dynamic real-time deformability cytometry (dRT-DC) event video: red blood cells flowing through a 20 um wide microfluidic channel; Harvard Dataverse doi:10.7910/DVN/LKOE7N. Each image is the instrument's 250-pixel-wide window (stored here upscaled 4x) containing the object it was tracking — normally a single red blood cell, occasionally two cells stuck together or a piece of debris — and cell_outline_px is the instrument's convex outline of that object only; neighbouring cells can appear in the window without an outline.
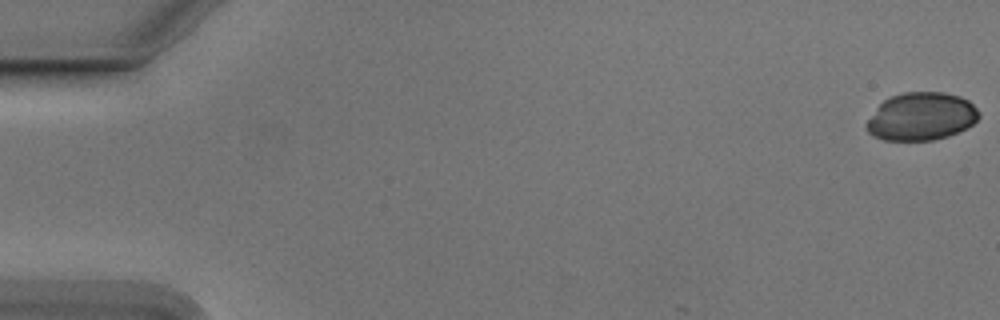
{"species": "Egyptian fruit bat (a non-hibernating species)", "species_latin": "Rousettus aegyptiacus", "temperature_condition": "cold", "stored_images_in_passage": 4, "camera_frame_rate_fps": 3000, "um_per_image_px": 0.085, "animal": {"sex": "male"}, "frame": {"image": 1, "passage_image": 1, "time_ms": 0.0, "image_size_px": [1000, 320], "cell_outline_px": [[980, 116], [968, 128], [948, 136], [932, 140], [884, 140], [872, 136], [868, 132], [864, 124], [876, 108], [884, 100], [892, 96], [904, 92], [944, 92], [960, 96], [968, 100], [980, 112]], "centroid_in_image_um": [78.3, 9.9], "position_along_channel_um": 6.7, "area_um2": 31.5}}